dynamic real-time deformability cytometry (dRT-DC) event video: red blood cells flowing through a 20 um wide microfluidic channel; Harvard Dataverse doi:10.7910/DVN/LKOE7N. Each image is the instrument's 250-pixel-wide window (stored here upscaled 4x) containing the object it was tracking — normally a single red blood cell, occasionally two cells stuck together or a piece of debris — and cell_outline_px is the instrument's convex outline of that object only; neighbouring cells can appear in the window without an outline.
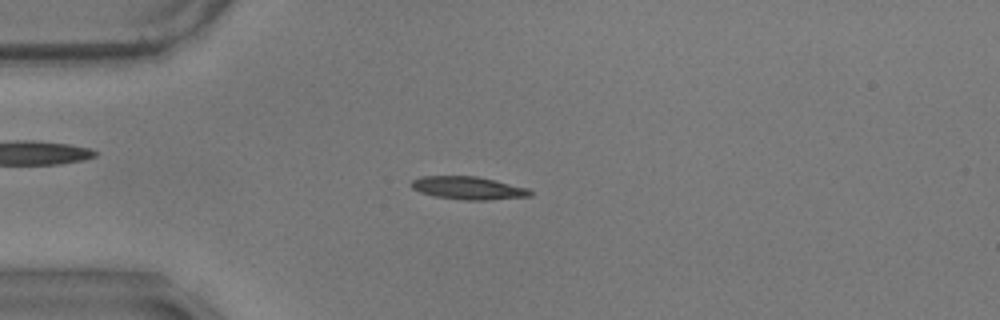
{"species": "common noctule bat (a hibernating species)", "species_latin": "Nyctalus noctula", "temperature_condition": "warm", "stored_images_in_passage": 57, "camera_frame_rate_fps": 3000, "um_per_image_px": 0.085, "animal": {"sex": "male", "body_mass_g": 17.9}, "frame": {"image": 1, "passage_image": 14, "time_ms": 4.333, "image_size_px": [1000, 320], "cell_outline_px": [[532, 196], [488, 200], [464, 200], [436, 196], [420, 192], [412, 188], [408, 184], [412, 180], [420, 176], [476, 176], [528, 188], [532, 192]], "centroid_in_image_um": [39.77, 15.98], "position_along_channel_um": 45.2, "area_um2": 15.84}}
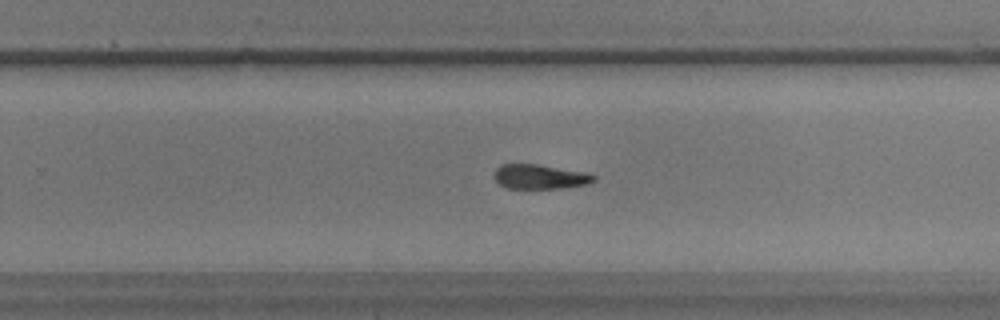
{"frame": {"image": 2, "passage_image": 36, "time_ms": 11.667, "image_size_px": [1000, 320], "cell_outline_px": [[596, 180], [588, 184], [560, 188], [508, 188], [500, 184], [496, 180], [496, 168], [500, 164], [540, 164], [584, 172], [596, 176]], "centroid_in_image_um": [45.92, 15.01], "position_along_channel_um": 283.9, "area_um2": 14.1}}
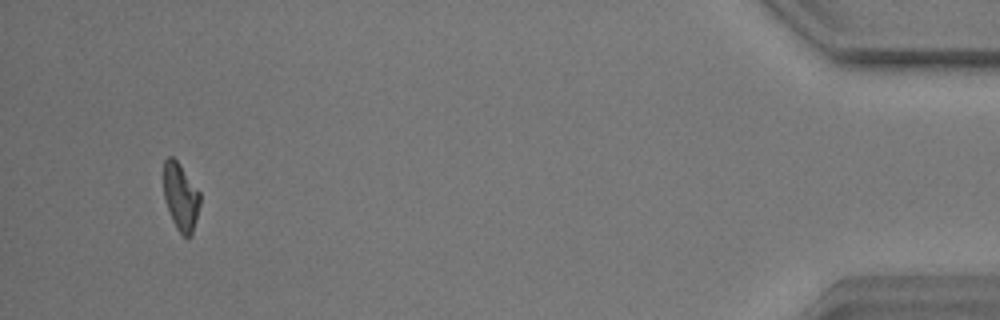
{"frame": {"image": 3, "passage_image": 54, "time_ms": 17.667, "image_size_px": [1000, 320], "cell_outline_px": [[200, 204], [192, 236], [188, 240], [176, 228], [172, 220], [164, 196], [164, 160], [168, 156], [172, 156], [180, 164], [200, 192]], "centroid_in_image_um": [15.37, 16.75], "position_along_channel_um": 419.8, "area_um2": 14.33}, "authors_computed_cell_mechanics": {"area_um2": 15.0858, "velocity_mm_per_s": 3.5014, "shape_relaxation_time_tau1_ms": 9.4992, "shape_relaxation_time_tau2_ms": 3.6648, "deformation_change_tau1": 0.2559, "deformation_change_tau2": 0.1187}}